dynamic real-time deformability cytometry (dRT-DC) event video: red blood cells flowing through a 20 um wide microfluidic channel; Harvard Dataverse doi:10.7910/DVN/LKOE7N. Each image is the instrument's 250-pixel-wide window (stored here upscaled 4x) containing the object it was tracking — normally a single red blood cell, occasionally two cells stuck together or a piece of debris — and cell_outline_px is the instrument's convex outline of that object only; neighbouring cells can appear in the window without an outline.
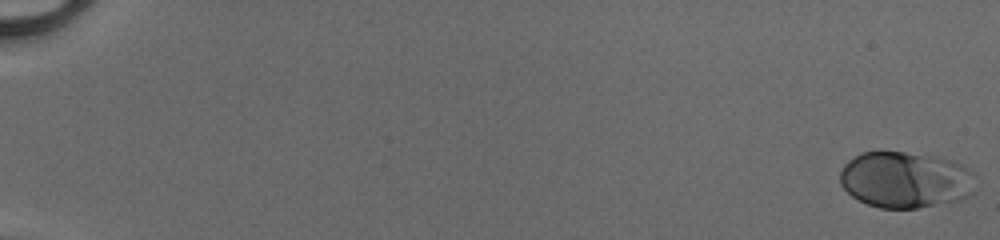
{"species": "human", "species_latin": "Homo sapiens", "temperature_condition": "cold", "stored_images_in_passage": 52, "camera_frame_rate_fps": 3000, "um_per_image_px": 0.085, "donor": {"sex": "male"}, "frame": {"image": 1, "passage_image": 1, "time_ms": 0.0, "image_size_px": [1000, 240], "cell_outline_px": [[976, 176], [972, 192], [968, 196], [960, 200], [916, 208], [880, 208], [868, 204], [852, 196], [840, 184], [840, 172], [844, 164], [848, 160], [860, 152], [904, 152], [936, 156], [960, 164], [976, 172]], "centroid_in_image_um": [76.97, 15.27], "position_along_channel_um": 8.0, "area_um2": 44.62}}
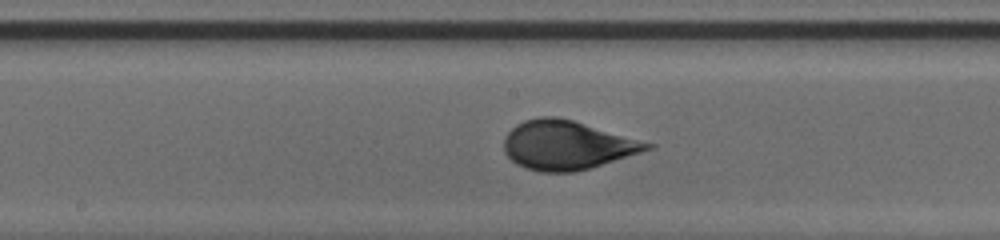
{"frame": {"image": 2, "passage_image": 30, "time_ms": 9.667, "image_size_px": [1000, 240], "cell_outline_px": [[656, 144], [652, 148], [640, 152], [588, 168], [572, 172], [540, 172], [524, 168], [516, 164], [504, 152], [504, 136], [516, 124], [524, 120], [540, 116], [552, 116], [572, 120]], "centroid_in_image_um": [48.14, 12.33], "position_along_channel_um": 200.1, "area_um2": 40.52}}
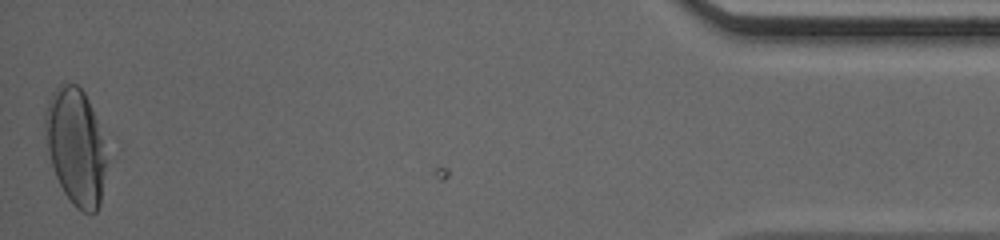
{"frame": {"image": 3, "passage_image": 52, "time_ms": 17.0, "image_size_px": [1000, 240], "cell_outline_px": [[104, 172], [100, 204], [96, 212], [84, 212], [76, 208], [72, 204], [64, 192], [56, 176], [52, 164], [48, 148], [44, 128], [44, 112], [48, 100], [52, 92], [64, 80], [76, 84], [84, 92], [88, 100], [96, 120], [104, 160]], "centroid_in_image_um": [6.37, 12.42], "position_along_channel_um": 428.8, "area_um2": 40.69}, "authors_computed_cell_mechanics": {"area_um2": 40.5178, "velocity_mm_per_s": 4.1517, "shape_relaxation_time_tau1_ms": 4.3006, "shape_relaxation_time_tau2_ms": null, "deformation_change_tau1": 0.1722, "deformation_change_tau2": null}}